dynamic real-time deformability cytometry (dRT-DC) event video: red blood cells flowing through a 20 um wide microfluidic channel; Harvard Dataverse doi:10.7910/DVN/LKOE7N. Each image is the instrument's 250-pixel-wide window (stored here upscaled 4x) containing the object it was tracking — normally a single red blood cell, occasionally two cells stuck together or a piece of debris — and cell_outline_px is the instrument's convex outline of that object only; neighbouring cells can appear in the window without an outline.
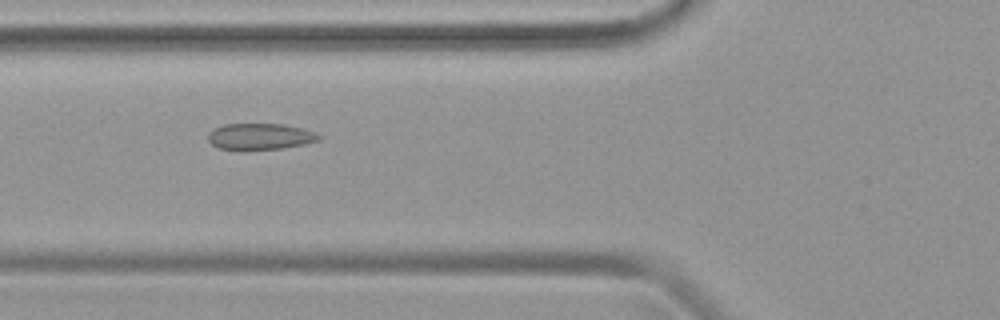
{"species": "common noctule bat (a hibernating species)", "species_latin": "Nyctalus noctula", "temperature_condition": "warm", "stored_images_in_passage": 47, "camera_frame_rate_fps": 3000, "um_per_image_px": 0.085, "animal": {"sex": "female", "body_mass_g": 19.9}, "frame": {"image": 1, "passage_image": 18, "time_ms": 5.667, "image_size_px": [1000, 320], "cell_outline_px": [[324, 136], [320, 140], [304, 144], [280, 148], [244, 152], [240, 152], [220, 148], [212, 144], [208, 140], [208, 132], [212, 128], [224, 124], [284, 124], [300, 128]], "centroid_in_image_um": [22.05, 11.63], "position_along_channel_um": 103.8, "area_um2": 17.46}}
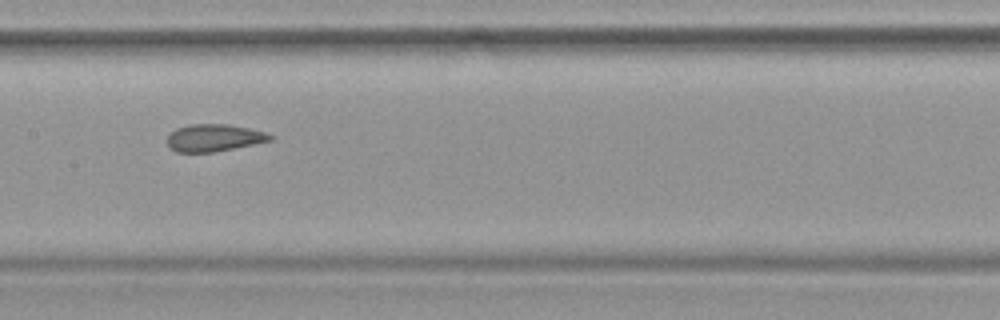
{"frame": {"image": 2, "passage_image": 24, "time_ms": 7.667, "image_size_px": [1000, 320], "cell_outline_px": [[272, 140], [216, 152], [176, 152], [168, 148], [168, 136], [176, 128], [188, 124], [228, 124], [248, 128], [264, 132], [272, 136]], "centroid_in_image_um": [18.15, 11.72], "position_along_channel_um": 189.2, "area_um2": 16.3}}
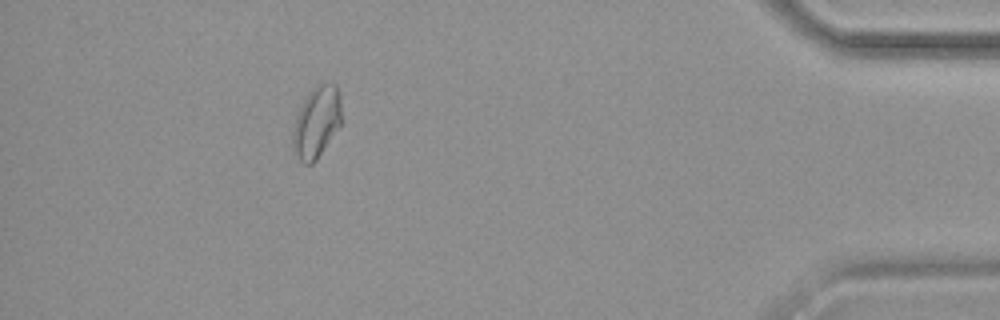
{"frame": {"image": 3, "passage_image": 43, "time_ms": 14.0, "image_size_px": [1000, 320], "cell_outline_px": [[340, 124], [316, 160], [312, 164], [304, 164], [292, 152], [292, 132], [296, 116], [304, 96], [316, 84], [336, 84], [340, 96]], "centroid_in_image_um": [26.86, 10.38], "position_along_channel_um": 408.3, "area_um2": 20.23}}